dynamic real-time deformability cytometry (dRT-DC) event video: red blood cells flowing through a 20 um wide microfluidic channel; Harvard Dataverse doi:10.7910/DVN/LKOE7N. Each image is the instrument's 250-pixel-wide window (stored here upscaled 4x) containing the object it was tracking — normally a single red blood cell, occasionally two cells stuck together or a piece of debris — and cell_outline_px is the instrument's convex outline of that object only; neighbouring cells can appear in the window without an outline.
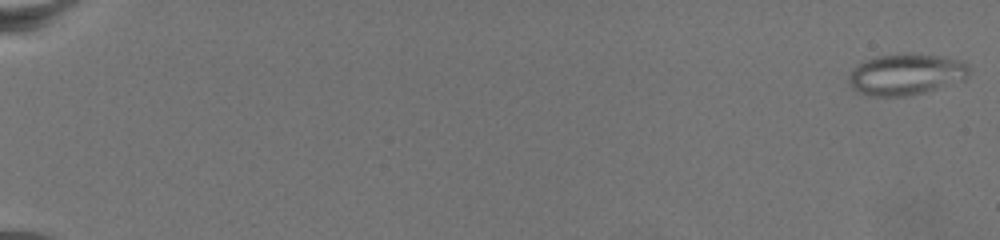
{"species": "common noctule bat (a hibernating species)", "species_latin": "Nyctalus noctula", "temperature_condition": "warm", "stored_images_in_passage": 76, "camera_frame_rate_fps": 3000, "um_per_image_px": 0.085, "animal": {"sex": "female", "body_mass_g": 19.5, "forearm_length_mm": 54.1}, "frame": {"image": 1, "passage_image": 2, "time_ms": 0.333, "image_size_px": [1000, 240], "cell_outline_px": [[968, 72], [964, 80], [924, 92], [908, 96], [868, 96], [856, 92], [852, 88], [848, 80], [848, 76], [852, 68], [864, 60], [876, 56], [904, 52], [912, 52], [940, 56], [960, 60], [968, 64]], "centroid_in_image_um": [76.96, 6.3], "position_along_channel_um": 8.0, "area_um2": 29.36}}
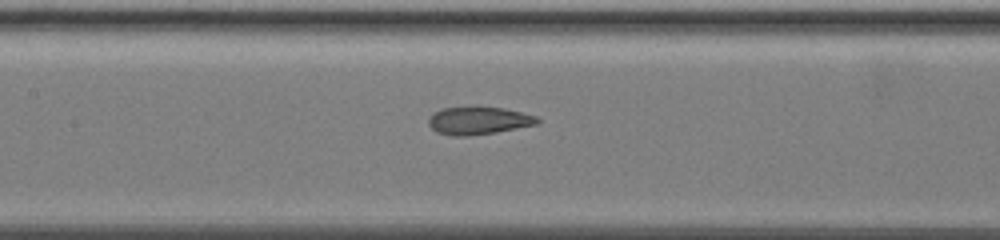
{"frame": {"image": 2, "passage_image": 41, "time_ms": 13.333, "image_size_px": [1000, 240], "cell_outline_px": [[540, 124], [496, 132], [468, 136], [452, 136], [436, 132], [428, 124], [428, 120], [432, 112], [440, 108], [468, 104], [476, 104], [504, 108], [536, 116], [540, 120]], "centroid_in_image_um": [40.63, 10.2], "position_along_channel_um": 166.8, "area_um2": 18.5}}
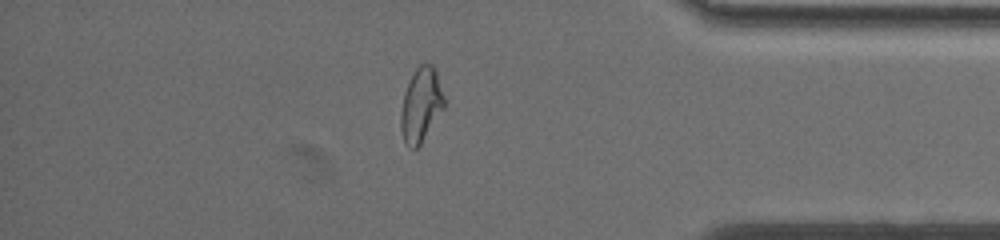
{"frame": {"image": 3, "passage_image": 67, "time_ms": 22.0, "image_size_px": [1000, 240], "cell_outline_px": [[444, 108], [420, 144], [416, 148], [412, 148], [404, 144], [400, 128], [400, 112], [404, 92], [412, 72], [420, 64], [432, 64], [436, 72], [444, 96]], "centroid_in_image_um": [35.75, 8.92], "position_along_channel_um": 399.4, "area_um2": 18.73}}